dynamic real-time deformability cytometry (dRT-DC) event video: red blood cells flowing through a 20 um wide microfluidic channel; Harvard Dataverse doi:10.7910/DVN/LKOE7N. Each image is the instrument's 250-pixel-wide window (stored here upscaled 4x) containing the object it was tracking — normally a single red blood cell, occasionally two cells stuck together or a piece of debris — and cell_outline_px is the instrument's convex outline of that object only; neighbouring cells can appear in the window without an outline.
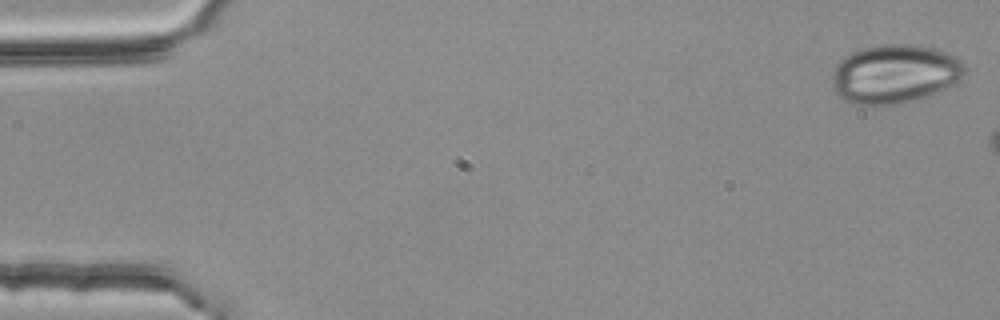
{"species": "common noctule bat (a hibernating species)", "species_latin": "Nyctalus noctula", "temperature_condition": "room temperature", "stored_images_in_passage": 8, "camera_frame_rate_fps": 3000, "um_per_image_px": 0.085, "animal": {"sex": "female", "body_mass_g": 25.1}, "frame": {"image": 1, "passage_image": 1, "time_ms": 0.0, "image_size_px": [1000, 320], "cell_outline_px": [[968, 72], [964, 76], [924, 96], [900, 104], [852, 104], [844, 100], [832, 88], [832, 72], [836, 64], [844, 56], [852, 52], [864, 48], [884, 44], [912, 44], [932, 48], [956, 56], [968, 68]], "centroid_in_image_um": [76.0, 6.26], "position_along_channel_um": 9.0, "area_um2": 44.97}}